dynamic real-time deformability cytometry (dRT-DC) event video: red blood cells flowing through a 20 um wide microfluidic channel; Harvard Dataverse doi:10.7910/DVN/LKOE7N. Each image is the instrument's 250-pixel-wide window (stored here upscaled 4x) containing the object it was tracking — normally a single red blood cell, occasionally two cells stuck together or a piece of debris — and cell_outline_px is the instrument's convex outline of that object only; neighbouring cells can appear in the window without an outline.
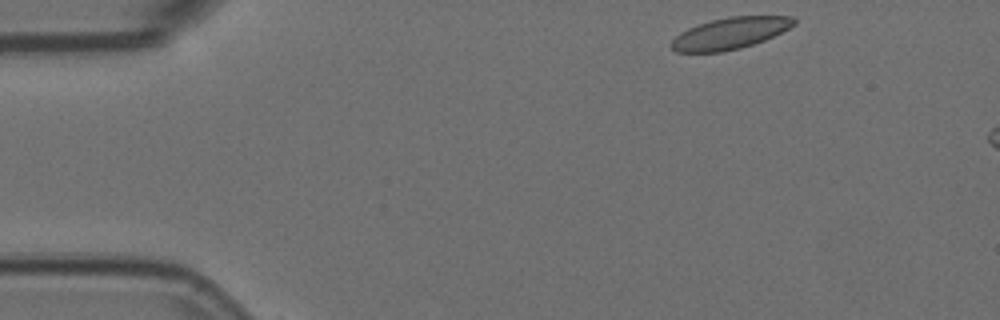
{"species": "Egyptian fruit bat (a non-hibernating species)", "species_latin": "Rousettus aegyptiacus", "temperature_condition": "room temperature", "stored_images_in_passage": 64, "camera_frame_rate_fps": 3000, "um_per_image_px": 0.085, "animal": {"sex": "female"}, "frame": {"image": 1, "passage_image": 1, "time_ms": 0.0, "image_size_px": [1000, 320], "cell_outline_px": [[796, 24], [764, 40], [740, 48], [720, 52], [676, 52], [672, 48], [672, 40], [680, 32], [688, 28], [712, 20], [728, 16], [792, 16], [796, 20]], "centroid_in_image_um": [62.05, 2.82], "position_along_channel_um": 22.9, "area_um2": 22.25}}
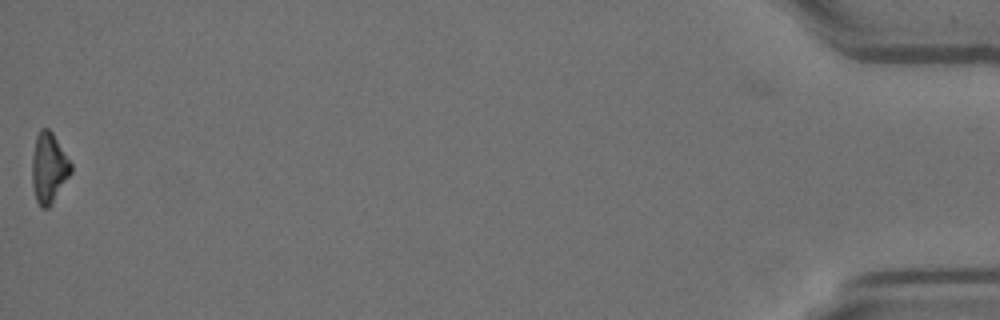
{"frame": {"image": 2, "passage_image": 64, "time_ms": 21.0, "image_size_px": [1000, 320], "cell_outline_px": [[72, 172], [52, 204], [48, 208], [40, 208], [36, 200], [32, 184], [32, 160], [36, 136], [40, 128], [48, 128], [52, 132], [72, 164]], "centroid_in_image_um": [4.15, 14.29], "position_along_channel_um": 431.0, "area_um2": 15.95}}